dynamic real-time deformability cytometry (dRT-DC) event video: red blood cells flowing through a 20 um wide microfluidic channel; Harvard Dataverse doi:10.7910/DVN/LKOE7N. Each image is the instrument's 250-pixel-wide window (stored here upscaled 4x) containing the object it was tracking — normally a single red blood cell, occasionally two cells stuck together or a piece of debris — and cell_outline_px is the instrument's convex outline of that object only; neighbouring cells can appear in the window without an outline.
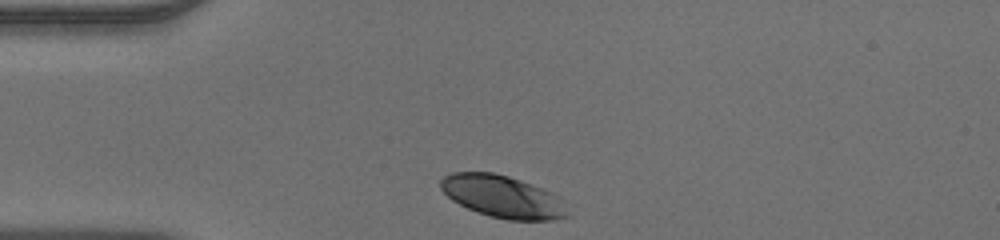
{"species": "human", "species_latin": "Homo sapiens", "temperature_condition": "warm", "stored_images_in_passage": 29, "camera_frame_rate_fps": 3000, "um_per_image_px": 0.085, "donor": {"sex": "male"}, "frame": {"image": 1, "passage_image": 1, "time_ms": 0.0, "image_size_px": [1000, 240], "cell_outline_px": [[568, 216], [552, 220], [508, 220], [488, 216], [476, 212], [452, 200], [440, 188], [440, 180], [444, 176], [452, 172], [492, 172], [508, 176], [520, 180], [552, 192], [564, 200], [568, 212]], "centroid_in_image_um": [42.73, 16.71], "position_along_channel_um": 42.3, "area_um2": 31.33}}
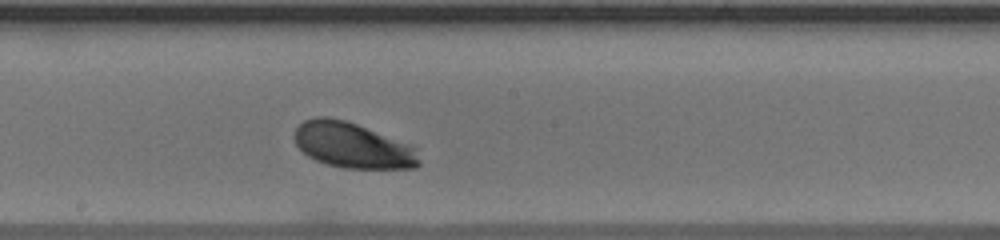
{"frame": {"image": 2, "passage_image": 16, "time_ms": 5.0, "image_size_px": [1000, 240], "cell_outline_px": [[420, 164], [416, 168], [344, 168], [328, 164], [316, 160], [308, 156], [296, 144], [296, 128], [304, 120], [316, 116], [328, 116], [344, 120], [356, 124], [408, 144], [416, 148], [420, 160]], "centroid_in_image_um": [29.98, 12.36], "position_along_channel_um": 218.2, "area_um2": 32.66}}
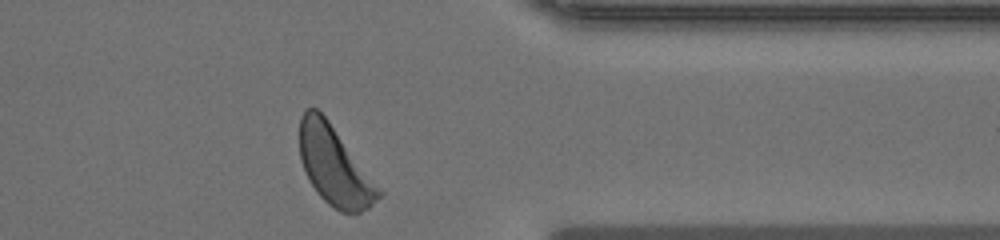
{"frame": {"image": 3, "passage_image": 29, "time_ms": 9.333, "image_size_px": [1000, 240], "cell_outline_px": [[384, 192], [368, 208], [360, 212], [340, 212], [328, 204], [316, 192], [308, 180], [300, 160], [300, 116], [304, 108], [316, 108], [328, 120]], "centroid_in_image_um": [28.41, 14.11], "position_along_channel_um": 383.0, "area_um2": 36.07}}